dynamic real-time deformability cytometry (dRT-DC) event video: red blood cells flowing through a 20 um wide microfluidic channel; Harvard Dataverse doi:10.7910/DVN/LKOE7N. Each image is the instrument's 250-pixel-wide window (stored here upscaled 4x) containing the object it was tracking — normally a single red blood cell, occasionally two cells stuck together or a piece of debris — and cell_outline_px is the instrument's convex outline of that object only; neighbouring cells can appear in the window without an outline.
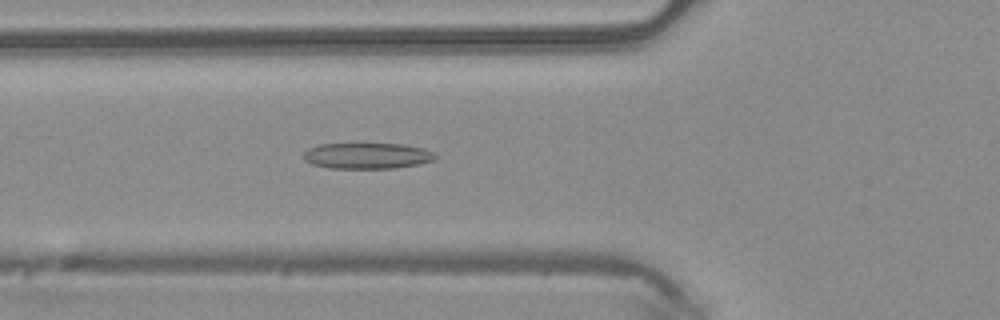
{"species": "common noctule bat (a hibernating species)", "species_latin": "Nyctalus noctula", "temperature_condition": "warm", "stored_images_in_passage": 48, "camera_frame_rate_fps": 3000, "um_per_image_px": 0.085, "animal": {"sex": "male", "body_mass_g": 20.4}, "frame": {"image": 1, "passage_image": 17, "time_ms": 5.333, "image_size_px": [1000, 320], "cell_outline_px": [[436, 156], [432, 160], [420, 164], [396, 168], [328, 168], [312, 164], [304, 160], [304, 152], [308, 148], [320, 144], [404, 144], [424, 148], [432, 152]], "centroid_in_image_um": [31.19, 13.24], "position_along_channel_um": 94.6, "area_um2": 19.88}}
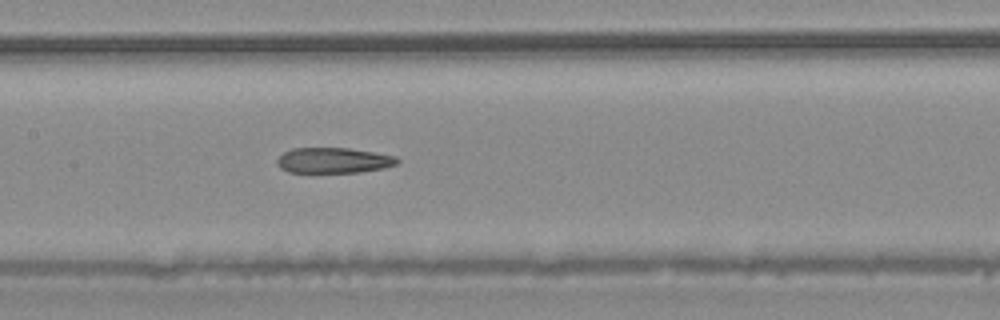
{"frame": {"image": 2, "passage_image": 23, "time_ms": 7.333, "image_size_px": [1000, 320], "cell_outline_px": [[400, 160], [396, 164], [384, 168], [360, 172], [288, 172], [280, 168], [276, 164], [276, 160], [284, 152], [292, 148], [348, 148], [396, 156]], "centroid_in_image_um": [28.33, 13.63], "position_along_channel_um": 179.1, "area_um2": 17.8}}
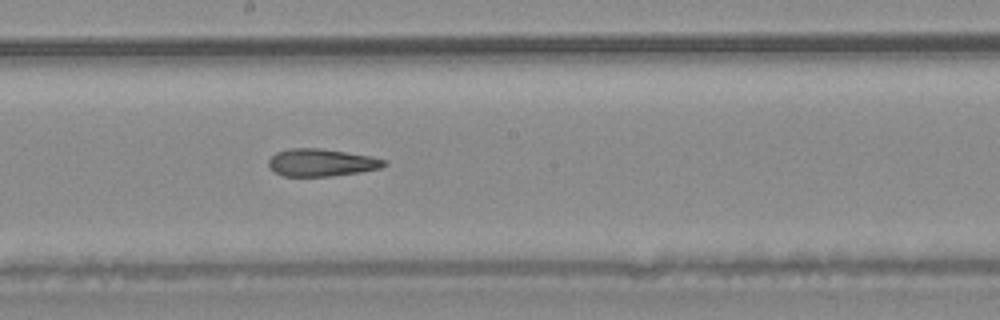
{"frame": {"image": 3, "passage_image": 26, "time_ms": 8.333, "image_size_px": [1000, 320], "cell_outline_px": [[388, 164], [380, 168], [360, 172], [332, 176], [284, 176], [276, 172], [268, 164], [268, 160], [276, 152], [288, 148], [320, 148], [368, 156], [388, 160]], "centroid_in_image_um": [27.33, 13.81], "position_along_channel_um": 220.9, "area_um2": 18.38}, "authors_computed_cell_mechanics": {"area_um2": 19.8543, "velocity_mm_per_s": 4.1827, "shape_relaxation_time_tau1_ms": null, "shape_relaxation_time_tau2_ms": 3.0742, "deformation_change_tau1": null, "deformation_change_tau2": 0.1362}}